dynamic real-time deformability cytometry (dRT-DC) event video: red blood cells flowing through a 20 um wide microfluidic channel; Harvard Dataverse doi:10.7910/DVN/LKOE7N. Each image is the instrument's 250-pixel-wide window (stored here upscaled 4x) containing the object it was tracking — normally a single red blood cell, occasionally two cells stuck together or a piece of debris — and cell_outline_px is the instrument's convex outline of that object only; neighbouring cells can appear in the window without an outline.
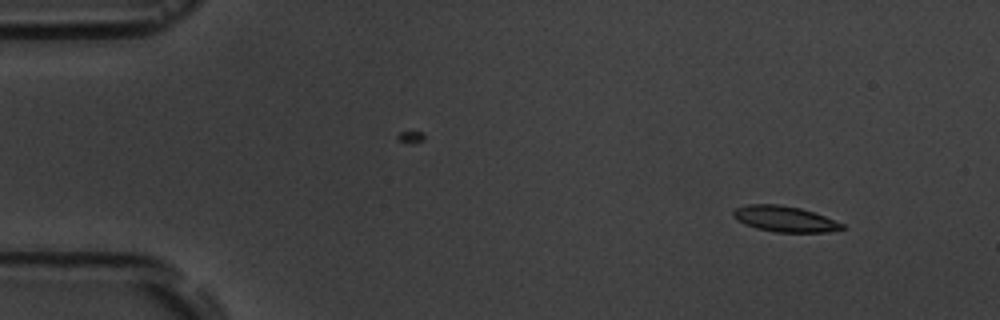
{"species": "common noctule bat (a hibernating species)", "species_latin": "Nyctalus noctula", "temperature_condition": "room temperature", "stored_images_in_passage": 4, "camera_frame_rate_fps": 3000, "um_per_image_px": 0.085, "animal": {"sex": "male", "body_mass_g": 19.5, "forearm_length_mm": 54.6}, "frame": {"image": 1, "passage_image": 1, "time_ms": 0.0, "image_size_px": [1000, 320], "cell_outline_px": [[844, 228], [828, 232], [776, 232], [756, 228], [744, 224], [736, 220], [732, 216], [732, 212], [736, 208], [748, 204], [780, 204], [800, 208], [824, 216], [844, 224]], "centroid_in_image_um": [66.65, 18.61], "position_along_channel_um": 18.3, "area_um2": 16.3}}
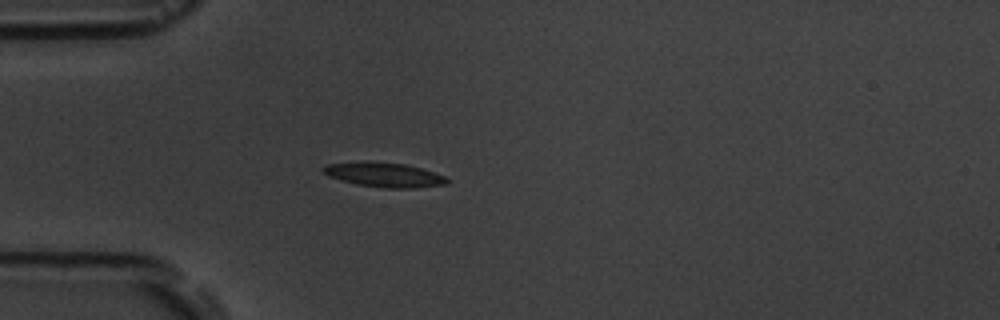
{"frame": {"image": 2, "passage_image": 4, "time_ms": 3.333, "image_size_px": [1000, 320], "cell_outline_px": [[448, 180], [444, 184], [416, 188], [384, 188], [356, 184], [340, 180], [328, 176], [320, 168], [328, 164], [404, 164], [420, 168], [444, 176]], "centroid_in_image_um": [32.68, 14.91], "position_along_channel_um": 52.3, "area_um2": 16.59}}